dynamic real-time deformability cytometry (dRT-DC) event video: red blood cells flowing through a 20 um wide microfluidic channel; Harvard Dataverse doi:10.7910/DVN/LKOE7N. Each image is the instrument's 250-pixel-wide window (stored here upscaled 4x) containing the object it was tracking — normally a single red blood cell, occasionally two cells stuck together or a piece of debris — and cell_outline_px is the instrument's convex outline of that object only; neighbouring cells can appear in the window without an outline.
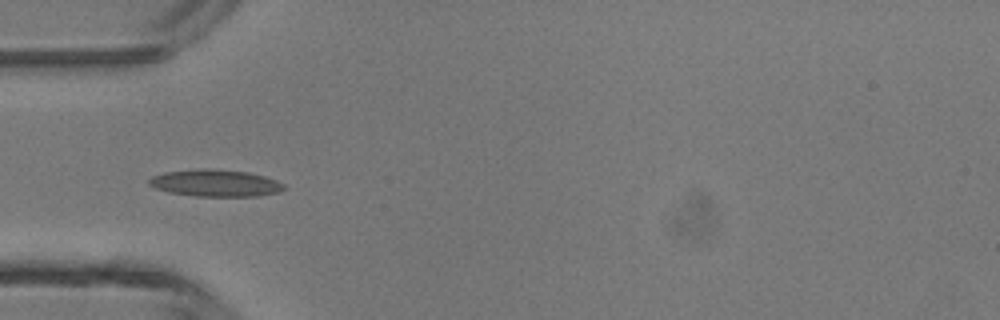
{"species": "common noctule bat (a hibernating species)", "species_latin": "Nyctalus noctula", "temperature_condition": "room temperature", "stored_images_in_passage": 39, "camera_frame_rate_fps": 3000, "um_per_image_px": 0.085, "animal": {"sex": "male", "body_mass_g": 13.3}, "frame": {"image": 1, "passage_image": 13, "time_ms": 4.0, "image_size_px": [1000, 320], "cell_outline_px": [[284, 188], [280, 192], [260, 196], [196, 196], [168, 192], [156, 188], [148, 184], [148, 180], [152, 176], [164, 172], [200, 168], [212, 168], [248, 172], [264, 176], [276, 180], [284, 184]], "centroid_in_image_um": [18.3, 15.55], "position_along_channel_um": 66.7, "area_um2": 21.33}}
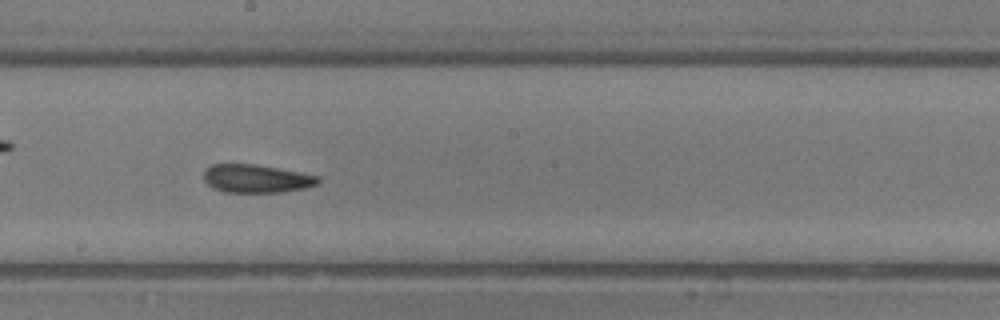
{"frame": {"image": 2, "passage_image": 24, "time_ms": 7.667, "image_size_px": [1000, 320], "cell_outline_px": [[320, 184], [304, 188], [280, 192], [224, 192], [212, 188], [204, 180], [204, 172], [212, 164], [256, 164], [300, 172], [320, 176]], "centroid_in_image_um": [21.81, 15.18], "position_along_channel_um": 226.4, "area_um2": 18.84}}
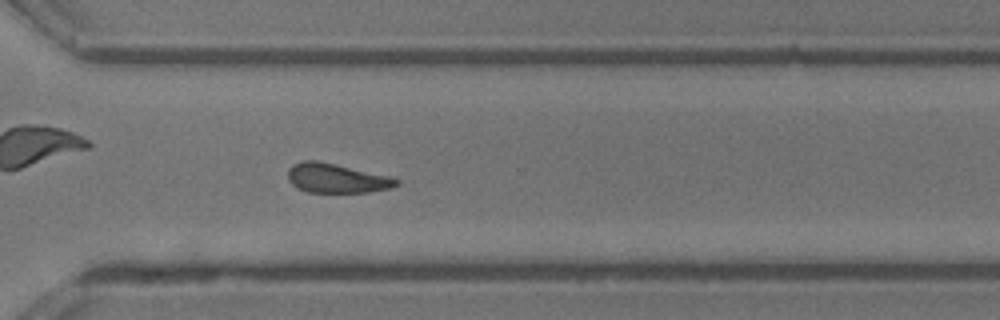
{"frame": {"image": 3, "passage_image": 32, "time_ms": 10.333, "image_size_px": [1000, 320], "cell_outline_px": [[400, 184], [392, 188], [368, 192], [308, 192], [292, 184], [288, 180], [288, 168], [292, 164], [304, 160], [316, 160], [336, 164], [392, 176], [400, 180]], "centroid_in_image_um": [28.65, 15.14], "position_along_channel_um": 342.0, "area_um2": 18.73}, "authors_computed_cell_mechanics": {"area_um2": 19.1318, "velocity_mm_per_s": 4.3393, "shape_relaxation_time_tau1_ms": 4.3634, "shape_relaxation_time_tau2_ms": 2.0117, "deformation_change_tau1": 0.1338, "deformation_change_tau2": 0.0917}}